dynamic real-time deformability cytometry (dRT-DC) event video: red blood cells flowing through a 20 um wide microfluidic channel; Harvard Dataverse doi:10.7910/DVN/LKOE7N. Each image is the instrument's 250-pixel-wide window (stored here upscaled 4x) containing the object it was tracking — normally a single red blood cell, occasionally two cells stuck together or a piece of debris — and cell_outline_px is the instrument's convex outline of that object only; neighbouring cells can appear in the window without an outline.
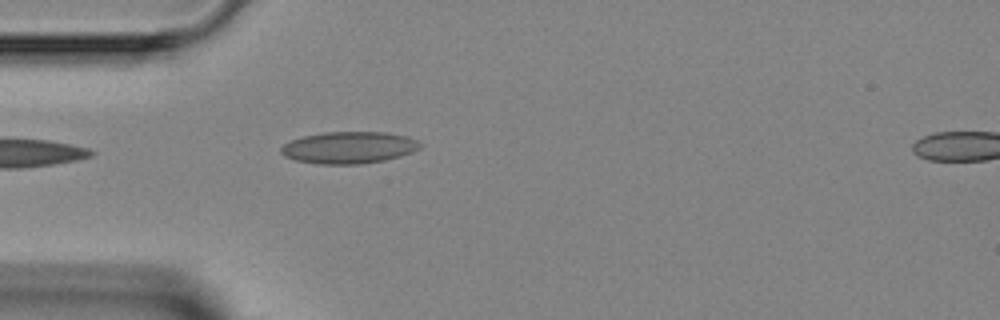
{"species": "Egyptian fruit bat (a non-hibernating species)", "species_latin": "Rousettus aegyptiacus", "temperature_condition": "room temperature", "stored_images_in_passage": 6, "segment_of_instrument_passage": [1, 2], "camera_frame_rate_fps": 3000, "um_per_image_px": 0.085, "animal": {"sex": "female"}, "frame": {"image": 1, "passage_image": 5, "time_ms": 5.667, "image_size_px": [1000, 320], "cell_outline_px": [[424, 144], [420, 148], [412, 152], [400, 156], [384, 160], [360, 164], [316, 164], [296, 160], [284, 156], [280, 152], [280, 148], [284, 144], [292, 140], [304, 136], [324, 132], [388, 132], [408, 136]], "centroid_in_image_um": [29.68, 12.54], "position_along_channel_um": 55.3, "area_um2": 25.95}}